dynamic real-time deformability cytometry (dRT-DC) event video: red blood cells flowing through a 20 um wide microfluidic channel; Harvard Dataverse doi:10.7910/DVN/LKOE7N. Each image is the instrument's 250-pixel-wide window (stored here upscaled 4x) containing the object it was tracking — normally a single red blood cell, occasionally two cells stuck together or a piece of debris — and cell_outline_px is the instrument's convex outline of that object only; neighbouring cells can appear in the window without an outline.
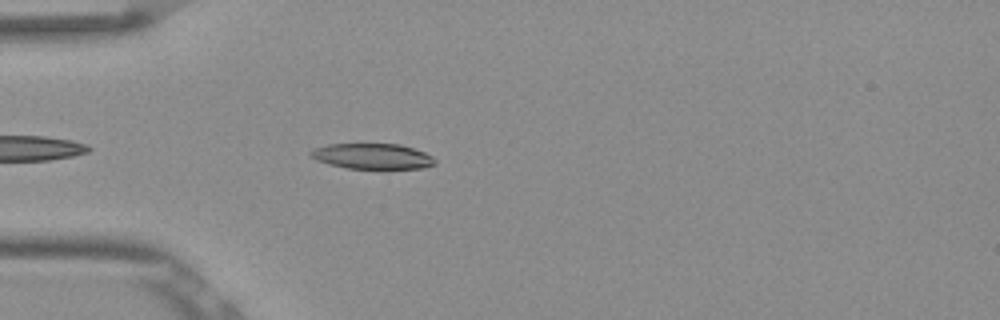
{"species": "Egyptian fruit bat (a non-hibernating species)", "species_latin": "Rousettus aegyptiacus", "temperature_condition": "room temperature", "stored_images_in_passage": 6, "camera_frame_rate_fps": 3000, "um_per_image_px": 0.085, "frame": {"image": 1, "passage_image": 4, "time_ms": 1.0, "image_size_px": [1000, 320], "cell_outline_px": [[436, 164], [424, 168], [348, 168], [328, 164], [316, 160], [308, 156], [308, 152], [312, 148], [328, 144], [400, 144], [424, 152], [432, 156], [436, 160]], "centroid_in_image_um": [31.61, 13.27], "position_along_channel_um": 53.4, "area_um2": 18.55}}